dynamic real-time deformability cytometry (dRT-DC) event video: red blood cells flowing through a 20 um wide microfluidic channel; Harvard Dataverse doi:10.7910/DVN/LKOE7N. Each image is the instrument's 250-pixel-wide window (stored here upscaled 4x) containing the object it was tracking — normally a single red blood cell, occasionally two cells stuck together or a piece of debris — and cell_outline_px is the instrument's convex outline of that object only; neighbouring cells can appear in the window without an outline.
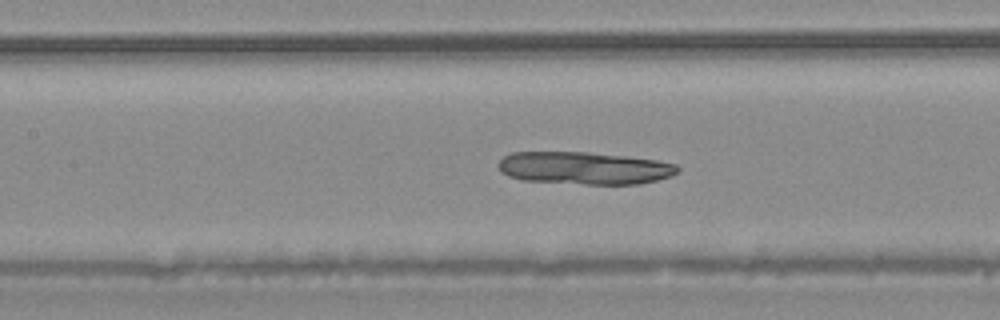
{"species": "common noctule bat (a hibernating species)", "species_latin": "Nyctalus noctula", "temperature_condition": "warm", "stored_images_in_passage": 48, "camera_frame_rate_fps": 3000, "um_per_image_px": 0.085, "animal": {"sex": "male", "body_mass_g": 20.4}, "frame": {"image": 1, "passage_image": 22, "time_ms": 7.0, "image_size_px": [1000, 320], "cell_outline_px": [[680, 172], [672, 176], [640, 184], [584, 184], [524, 180], [508, 176], [500, 172], [500, 160], [504, 156], [512, 152], [588, 152], [624, 156], [656, 160], [676, 164], [680, 168]], "centroid_in_image_um": [49.7, 14.29], "position_along_channel_um": 157.7, "area_um2": 33.93}}
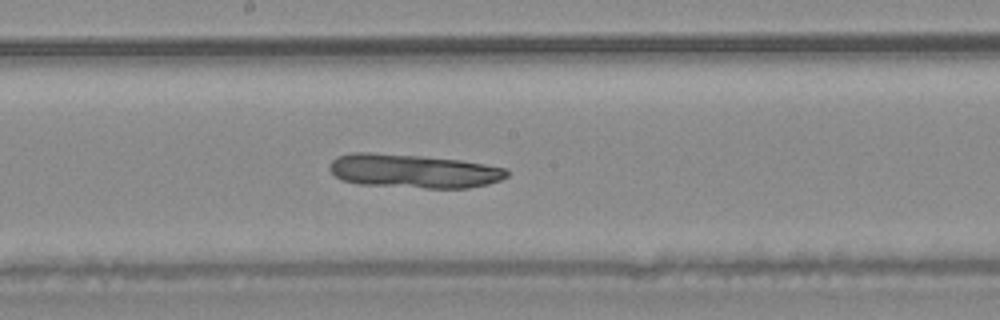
{"frame": {"image": 2, "passage_image": 26, "time_ms": 8.333, "image_size_px": [1000, 320], "cell_outline_px": [[508, 176], [500, 180], [488, 184], [468, 188], [424, 188], [356, 184], [340, 180], [328, 168], [332, 160], [336, 156], [352, 152], [368, 152], [420, 156], [460, 160], [508, 168]], "centroid_in_image_um": [35.12, 14.54], "position_along_channel_um": 213.1, "area_um2": 35.14}}